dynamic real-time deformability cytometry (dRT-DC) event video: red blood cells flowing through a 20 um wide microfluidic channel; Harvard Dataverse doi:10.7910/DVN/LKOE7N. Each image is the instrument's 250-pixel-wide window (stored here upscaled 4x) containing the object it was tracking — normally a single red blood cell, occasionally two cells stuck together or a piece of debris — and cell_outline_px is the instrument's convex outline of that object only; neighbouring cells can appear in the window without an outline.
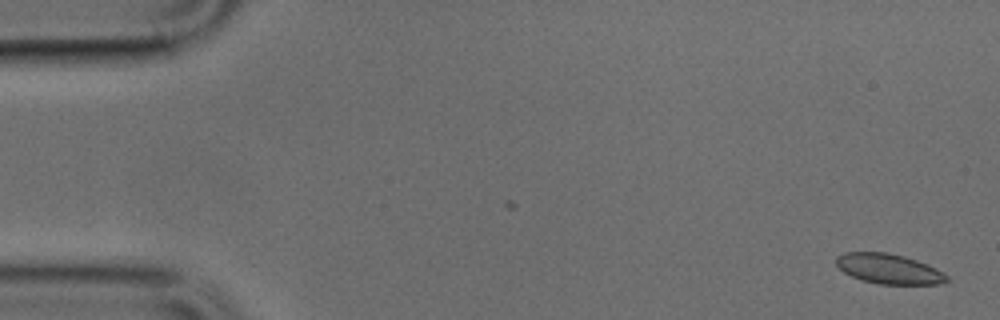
{"species": "common noctule bat (a hibernating species)", "species_latin": "Nyctalus noctula", "temperature_condition": "cold", "stored_images_in_passage": 12, "camera_frame_rate_fps": 3000, "um_per_image_px": 0.085, "animal": {"sex": "male", "body_mass_g": 17.9, "forearm_length_mm": 54.2}, "frame": {"image": 1, "passage_image": 1, "time_ms": 0.0, "image_size_px": [1000, 320], "cell_outline_px": [[952, 280], [940, 284], [880, 284], [864, 280], [852, 276], [844, 272], [836, 264], [836, 256], [844, 252], [888, 252], [904, 256], [928, 264], [936, 268], [948, 276]], "centroid_in_image_um": [75.58, 22.84], "position_along_channel_um": 9.4, "area_um2": 19.36}}